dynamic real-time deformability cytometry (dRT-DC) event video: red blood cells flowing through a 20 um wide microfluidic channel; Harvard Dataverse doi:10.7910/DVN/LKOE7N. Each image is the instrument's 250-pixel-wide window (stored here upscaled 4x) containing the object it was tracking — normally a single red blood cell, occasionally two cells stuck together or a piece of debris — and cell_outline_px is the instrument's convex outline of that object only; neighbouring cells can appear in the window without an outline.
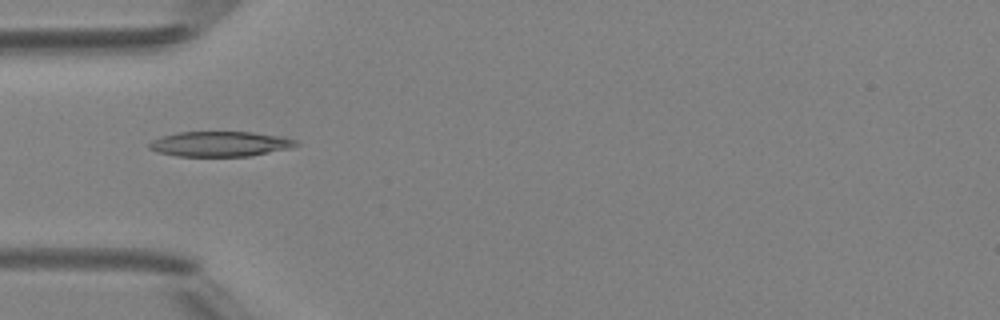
{"species": "Egyptian fruit bat (a non-hibernating species)", "species_latin": "Rousettus aegyptiacus", "temperature_condition": "room temperature", "stored_images_in_passage": 36, "camera_frame_rate_fps": 3000, "um_per_image_px": 0.085, "animal": {"sex": "female"}, "frame": {"image": 1, "passage_image": 3, "time_ms": 0.667, "image_size_px": [1000, 320], "cell_outline_px": [[300, 144], [292, 148], [252, 156], [176, 156], [156, 152], [148, 148], [148, 144], [152, 140], [164, 136], [180, 132], [252, 132], [284, 136], [296, 140]], "centroid_in_image_um": [18.76, 12.24], "position_along_channel_um": 66.2, "area_um2": 21.68}}
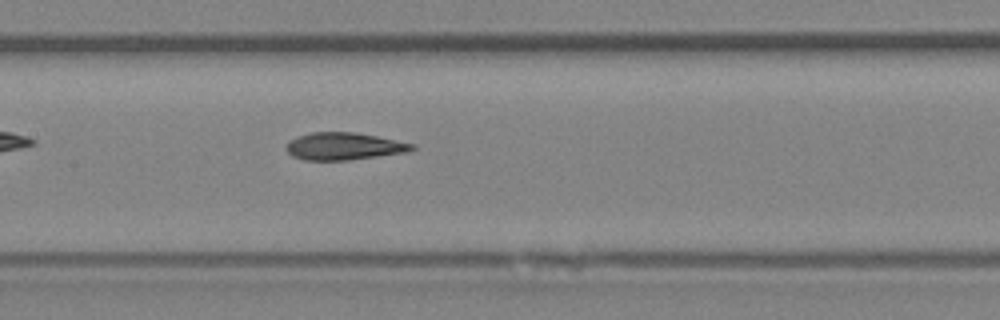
{"frame": {"image": 2, "passage_image": 11, "time_ms": 3.333, "image_size_px": [1000, 320], "cell_outline_px": [[416, 148], [408, 152], [348, 160], [304, 160], [292, 156], [288, 152], [288, 140], [296, 136], [312, 132], [356, 132], [416, 144]], "centroid_in_image_um": [29.25, 12.43], "position_along_channel_um": 178.2, "area_um2": 20.06}}
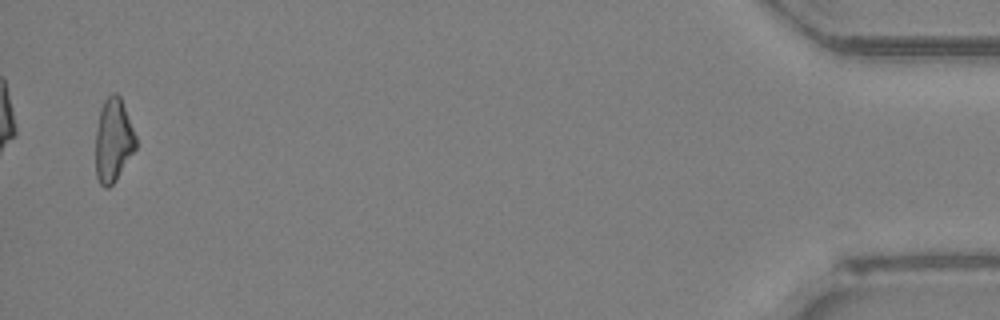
{"frame": {"image": 3, "passage_image": 35, "time_ms": 11.333, "image_size_px": [1000, 320], "cell_outline_px": [[136, 148], [116, 180], [108, 188], [104, 188], [100, 184], [96, 176], [96, 128], [100, 108], [104, 100], [112, 92], [116, 92], [120, 96], [136, 136]], "centroid_in_image_um": [9.62, 11.92], "position_along_channel_um": 425.6, "area_um2": 19.59}, "authors_computed_cell_mechanics": {"area_um2": 20.2589, "velocity_mm_per_s": 4.223, "shape_relaxation_time_tau1_ms": 8.2987, "shape_relaxation_time_tau2_ms": 1.9425, "deformation_change_tau1": 0.2394, "deformation_change_tau2": 0.1005}}